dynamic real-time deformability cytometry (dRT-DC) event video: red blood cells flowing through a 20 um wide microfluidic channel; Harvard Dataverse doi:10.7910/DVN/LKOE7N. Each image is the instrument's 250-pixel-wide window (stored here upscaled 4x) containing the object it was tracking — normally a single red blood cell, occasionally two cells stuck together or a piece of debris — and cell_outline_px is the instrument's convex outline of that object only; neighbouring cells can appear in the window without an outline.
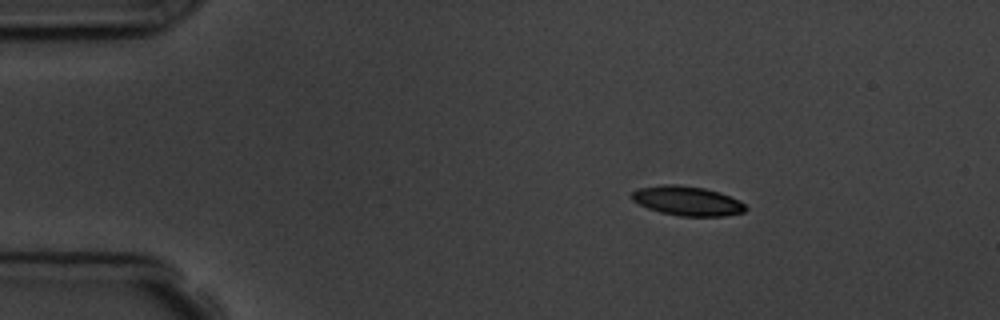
{"species": "common noctule bat (a hibernating species)", "species_latin": "Nyctalus noctula", "temperature_condition": "room temperature", "stored_images_in_passage": 5, "segment_of_instrument_passage": [1, 2], "camera_frame_rate_fps": 3000, "um_per_image_px": 0.085, "animal": {"sex": "male", "body_mass_g": 19.5, "forearm_length_mm": 54.6}, "frame": {"image": 1, "passage_image": 2, "time_ms": 1.333, "image_size_px": [1000, 320], "cell_outline_px": [[748, 208], [744, 212], [724, 216], [680, 216], [660, 212], [648, 208], [632, 200], [628, 196], [636, 188], [660, 184], [676, 184], [704, 188], [720, 192], [740, 200]], "centroid_in_image_um": [58.39, 17.06], "position_along_channel_um": 26.6, "area_um2": 19.77}}